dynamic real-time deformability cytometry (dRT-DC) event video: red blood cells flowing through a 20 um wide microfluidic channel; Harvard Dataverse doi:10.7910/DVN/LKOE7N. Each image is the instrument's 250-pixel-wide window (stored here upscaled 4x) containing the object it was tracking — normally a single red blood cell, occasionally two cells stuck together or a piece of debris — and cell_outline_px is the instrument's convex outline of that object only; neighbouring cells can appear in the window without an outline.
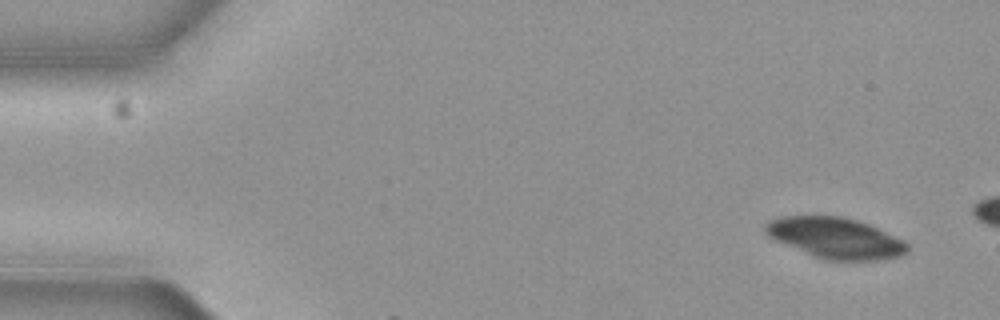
{"species": "common noctule bat (a hibernating species)", "species_latin": "Nyctalus noctula", "temperature_condition": "cold", "stored_images_in_passage": 2, "camera_frame_rate_fps": 3000, "um_per_image_px": 0.085, "animal": {"sex": "female", "body_mass_g": 19.3, "forearm_length_mm": 54.1}, "frame": {"image": 1, "passage_image": 1, "time_ms": 0.0, "image_size_px": [1000, 320], "cell_outline_px": [[908, 252], [900, 256], [880, 260], [824, 260], [812, 256], [776, 240], [768, 236], [764, 232], [764, 224], [768, 220], [780, 216], [840, 216], [856, 220], [868, 224], [904, 240], [908, 244]], "centroid_in_image_um": [70.99, 20.23], "position_along_channel_um": 14.0, "area_um2": 33.81}}